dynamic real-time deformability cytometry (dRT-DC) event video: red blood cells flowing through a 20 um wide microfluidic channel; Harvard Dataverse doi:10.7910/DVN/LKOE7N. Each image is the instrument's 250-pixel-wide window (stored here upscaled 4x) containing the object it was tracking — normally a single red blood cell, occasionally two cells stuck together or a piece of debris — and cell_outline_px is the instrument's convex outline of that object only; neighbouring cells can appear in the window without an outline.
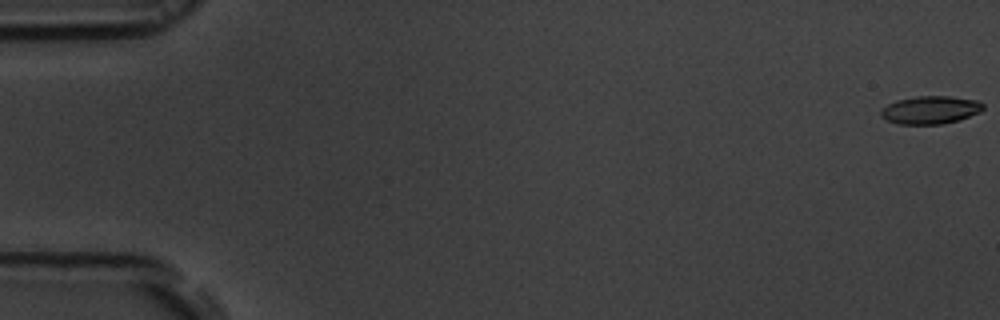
{"species": "common noctule bat (a hibernating species)", "species_latin": "Nyctalus noctula", "temperature_condition": "room temperature", "stored_images_in_passage": 55, "camera_frame_rate_fps": 3000, "um_per_image_px": 0.085, "animal": {"sex": "male", "body_mass_g": 19.5, "forearm_length_mm": 54.6}, "frame": {"image": 1, "passage_image": 1, "time_ms": 0.0, "image_size_px": [1000, 320], "cell_outline_px": [[984, 108], [980, 112], [960, 120], [940, 124], [900, 124], [888, 120], [880, 116], [880, 112], [888, 104], [896, 100], [916, 96], [948, 96], [980, 100], [984, 104]], "centroid_in_image_um": [79.13, 9.33], "position_along_channel_um": 5.9, "area_um2": 16.7}}
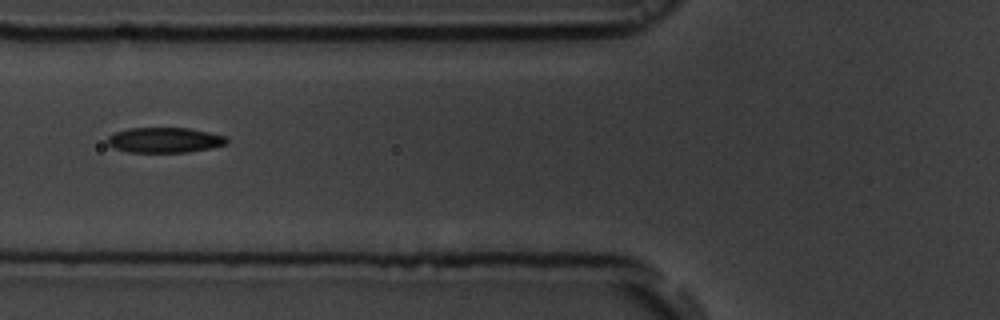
{"frame": {"image": 2, "passage_image": 22, "time_ms": 7.0, "image_size_px": [1000, 320], "cell_outline_px": [[228, 144], [212, 148], [188, 152], [128, 152], [112, 148], [108, 144], [108, 136], [116, 132], [128, 128], [188, 128], [208, 132], [224, 136], [228, 140]], "centroid_in_image_um": [13.99, 11.91], "position_along_channel_um": 111.8, "area_um2": 17.57}}
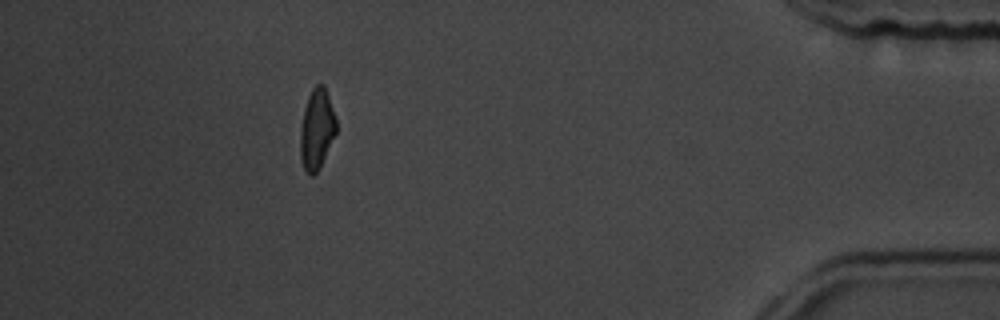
{"frame": {"image": 3, "passage_image": 50, "time_ms": 16.333, "image_size_px": [1000, 320], "cell_outline_px": [[336, 132], [320, 168], [312, 176], [304, 168], [300, 156], [300, 128], [304, 108], [308, 96], [312, 88], [316, 84], [324, 84], [336, 120]], "centroid_in_image_um": [26.91, 10.97], "position_along_channel_um": 408.3, "area_um2": 16.7}, "authors_computed_cell_mechanics": {"area_um2": 17.4556, "velocity_mm_per_s": 3.7575, "shape_relaxation_time_tau1_ms": 5.2187, "shape_relaxation_time_tau2_ms": 4.6379, "deformation_change_tau1": 0.168, "deformation_change_tau2": 0.1246}}